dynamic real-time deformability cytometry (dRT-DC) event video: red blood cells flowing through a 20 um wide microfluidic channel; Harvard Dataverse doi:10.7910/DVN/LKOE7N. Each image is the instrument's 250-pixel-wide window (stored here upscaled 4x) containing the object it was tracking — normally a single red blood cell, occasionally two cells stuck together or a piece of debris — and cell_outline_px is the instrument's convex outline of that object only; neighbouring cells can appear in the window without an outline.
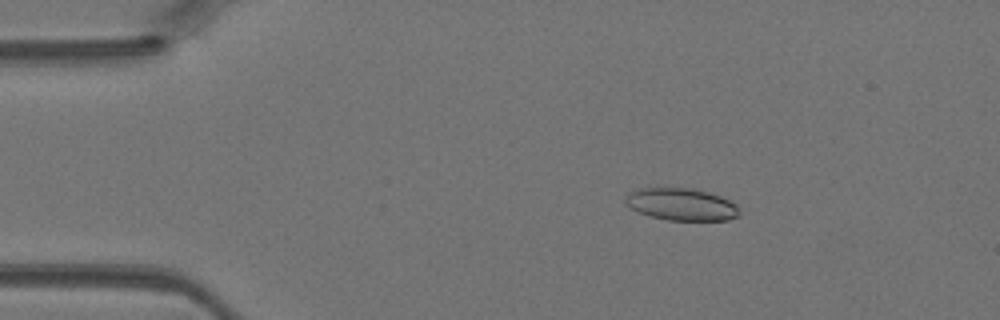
{"species": "Egyptian fruit bat (a non-hibernating species)", "species_latin": "Rousettus aegyptiacus", "temperature_condition": "warm", "stored_images_in_passage": 45, "camera_frame_rate_fps": 3000, "um_per_image_px": 0.085, "animal": {"sex": "female"}, "frame": {"image": 1, "passage_image": 8, "time_ms": 2.333, "image_size_px": [1000, 320], "cell_outline_px": [[740, 212], [736, 216], [728, 220], [668, 220], [648, 216], [624, 204], [624, 200], [628, 192], [640, 188], [692, 188], [708, 192], [720, 196], [736, 204], [740, 208]], "centroid_in_image_um": [57.9, 17.37], "position_along_channel_um": 27.1, "area_um2": 21.44}}
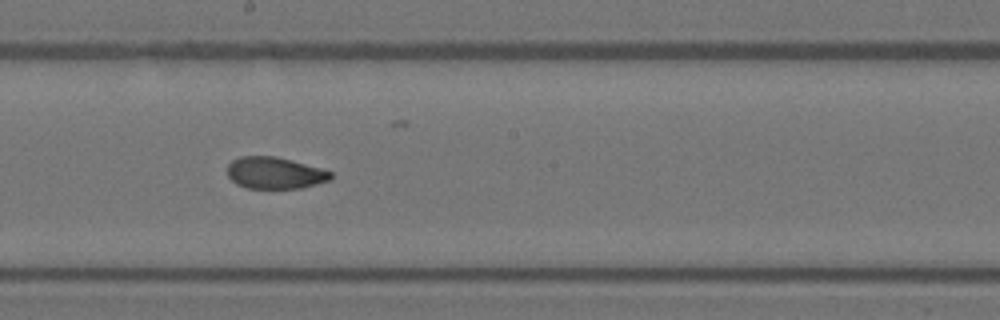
{"frame": {"image": 2, "passage_image": 25, "time_ms": 8.0, "image_size_px": [1000, 320], "cell_outline_px": [[332, 176], [328, 180], [316, 184], [300, 188], [248, 188], [236, 184], [228, 176], [228, 164], [232, 160], [240, 156], [276, 156], [292, 160], [320, 168], [332, 172]], "centroid_in_image_um": [23.34, 14.69], "position_along_channel_um": 224.9, "area_um2": 19.02}}
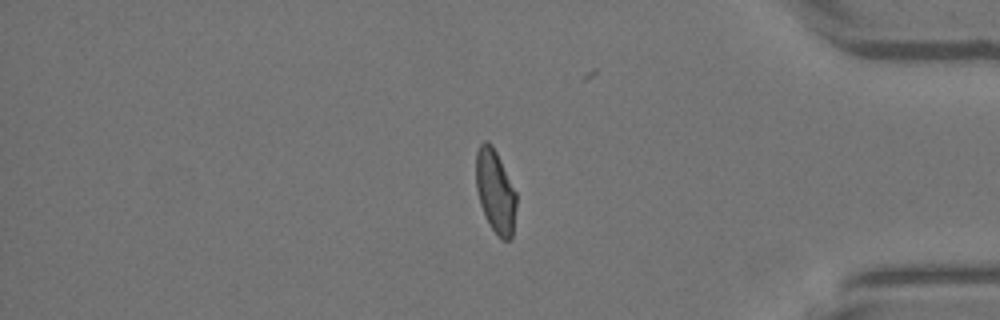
{"frame": {"image": 3, "passage_image": 38, "time_ms": 12.333, "image_size_px": [1000, 320], "cell_outline_px": [[516, 204], [512, 236], [508, 240], [500, 240], [492, 228], [480, 204], [476, 188], [476, 152], [480, 144], [484, 140], [488, 140], [492, 144], [516, 192]], "centroid_in_image_um": [42.09, 16.24], "position_along_channel_um": 393.1, "area_um2": 19.36}}